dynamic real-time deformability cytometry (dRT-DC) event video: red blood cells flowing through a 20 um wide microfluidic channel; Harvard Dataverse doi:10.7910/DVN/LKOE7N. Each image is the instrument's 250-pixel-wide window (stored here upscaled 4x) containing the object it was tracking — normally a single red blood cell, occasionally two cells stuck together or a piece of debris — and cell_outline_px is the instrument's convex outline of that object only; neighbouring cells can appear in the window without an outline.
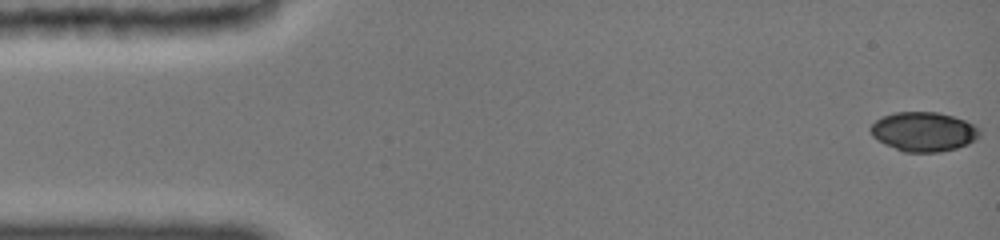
{"species": "common noctule bat (a hibernating species)", "species_latin": "Nyctalus noctula", "temperature_condition": "cold", "stored_images_in_passage": 26, "camera_frame_rate_fps": 3000, "um_per_image_px": 0.085, "animal": {"sex": "female", "body_mass_g": 19.0, "forearm_length_mm": 51.5}, "frame": {"image": 1, "passage_image": 1, "time_ms": 0.0, "image_size_px": [1000, 240], "cell_outline_px": [[980, 136], [976, 140], [968, 144], [956, 148], [936, 152], [904, 152], [872, 136], [872, 124], [876, 120], [884, 116], [896, 112], [936, 112], [952, 116], [964, 120], [980, 128]], "centroid_in_image_um": [78.56, 11.19], "position_along_channel_um": 6.4, "area_um2": 24.62}}
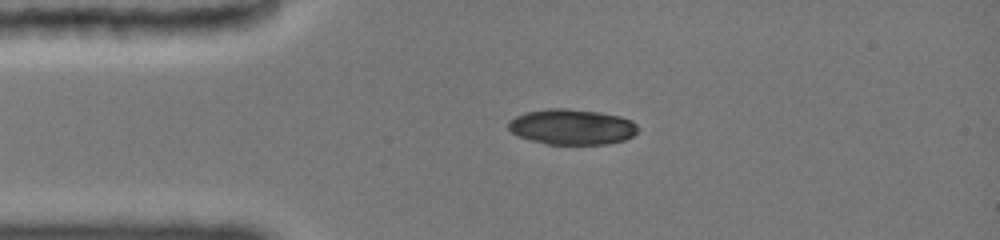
{"frame": {"image": 2, "passage_image": 17, "time_ms": 3.333, "image_size_px": [1000, 240], "cell_outline_px": [[636, 132], [632, 136], [624, 140], [604, 144], [548, 144], [532, 140], [520, 136], [512, 132], [508, 128], [508, 124], [516, 116], [528, 112], [552, 108], [564, 108], [596, 112], [616, 116], [628, 120], [636, 124]], "centroid_in_image_um": [48.59, 10.79], "position_along_channel_um": 36.4, "area_um2": 26.07}}